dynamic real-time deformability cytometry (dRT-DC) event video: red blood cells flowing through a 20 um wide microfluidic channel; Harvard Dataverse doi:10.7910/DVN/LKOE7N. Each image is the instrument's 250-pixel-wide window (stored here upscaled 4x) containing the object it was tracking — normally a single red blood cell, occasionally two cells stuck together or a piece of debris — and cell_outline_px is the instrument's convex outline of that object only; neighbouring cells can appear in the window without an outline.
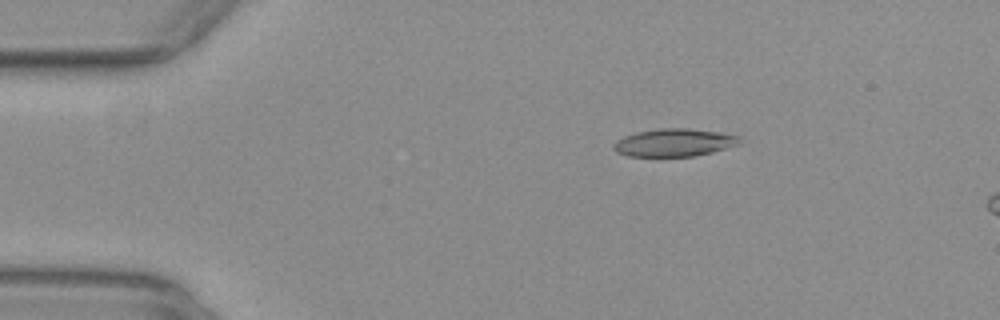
{"species": "common noctule bat (a hibernating species)", "species_latin": "Nyctalus noctula", "temperature_condition": "warm", "stored_images_in_passage": 15, "camera_frame_rate_fps": 3000, "um_per_image_px": 0.085, "animal": {"sex": "female", "body_mass_g": 29.2, "forearm_length_mm": 56.3}, "frame": {"image": 1, "passage_image": 9, "time_ms": 2.667, "image_size_px": [1000, 320], "cell_outline_px": [[744, 140], [740, 144], [712, 152], [696, 156], [628, 156], [616, 152], [612, 148], [612, 144], [616, 140], [624, 136], [636, 132], [660, 128], [688, 128], [720, 132], [740, 136]], "centroid_in_image_um": [57.32, 12.11], "position_along_channel_um": 27.7, "area_um2": 20.63}}